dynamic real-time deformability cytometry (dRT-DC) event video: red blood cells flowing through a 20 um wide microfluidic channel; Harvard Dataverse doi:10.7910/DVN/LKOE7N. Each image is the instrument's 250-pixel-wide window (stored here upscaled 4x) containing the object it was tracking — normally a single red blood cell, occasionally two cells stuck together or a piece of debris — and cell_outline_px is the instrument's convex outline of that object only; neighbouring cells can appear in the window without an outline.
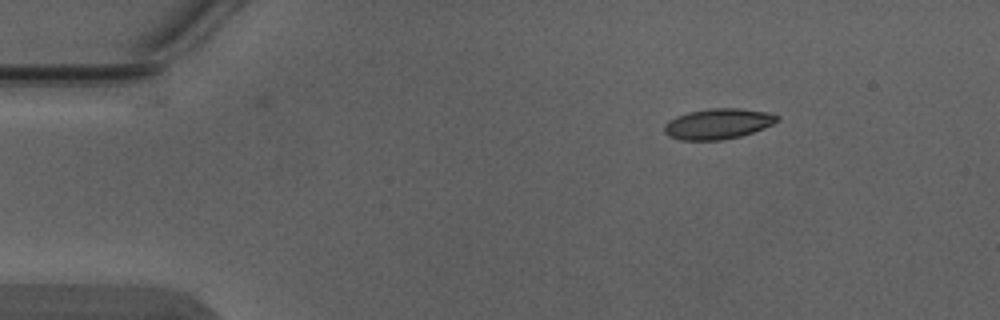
{"species": "Egyptian fruit bat (a non-hibernating species)", "species_latin": "Rousettus aegyptiacus", "temperature_condition": "warm", "stored_images_in_passage": 3, "camera_frame_rate_fps": 3000, "um_per_image_px": 0.085, "animal": {"sex": "male"}, "frame": {"image": 1, "passage_image": 1, "time_ms": 0.0, "image_size_px": [1000, 320], "cell_outline_px": [[780, 120], [764, 128], [740, 136], [720, 140], [680, 140], [668, 136], [664, 132], [664, 124], [668, 120], [676, 116], [688, 112], [712, 108], [740, 108], [768, 112], [780, 116]], "centroid_in_image_um": [61.02, 10.52], "position_along_channel_um": 24.0, "area_um2": 20.17}}